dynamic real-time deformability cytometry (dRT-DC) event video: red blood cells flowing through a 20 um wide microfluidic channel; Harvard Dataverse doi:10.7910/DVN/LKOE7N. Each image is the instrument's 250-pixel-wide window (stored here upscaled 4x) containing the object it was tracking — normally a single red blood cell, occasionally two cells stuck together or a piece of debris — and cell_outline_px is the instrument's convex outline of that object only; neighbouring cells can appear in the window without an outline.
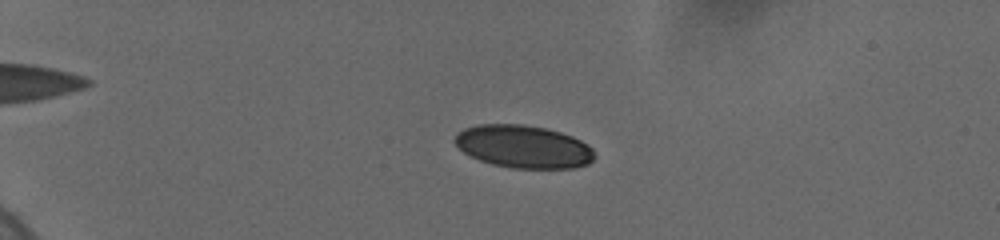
{"species": "human", "species_latin": "Homo sapiens", "temperature_condition": "cold", "stored_images_in_passage": 25, "camera_frame_rate_fps": 3000, "um_per_image_px": 0.085, "donor": {"sex": "female"}, "frame": {"image": 1, "passage_image": 3, "time_ms": 1.0, "image_size_px": [1000, 240], "cell_outline_px": [[596, 156], [588, 164], [572, 168], [512, 168], [492, 164], [480, 160], [464, 152], [452, 140], [456, 132], [464, 128], [476, 124], [524, 124], [548, 128], [572, 136], [588, 144], [592, 148]], "centroid_in_image_um": [44.48, 12.45], "position_along_channel_um": 40.5, "area_um2": 35.08}}
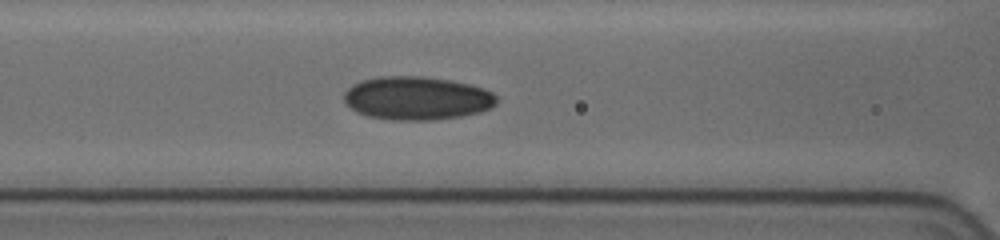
{"frame": {"image": 2, "passage_image": 16, "time_ms": 5.333, "image_size_px": [1000, 240], "cell_outline_px": [[496, 104], [492, 108], [480, 112], [460, 116], [432, 120], [392, 120], [368, 116], [356, 112], [344, 100], [344, 92], [352, 84], [360, 80], [380, 76], [420, 76], [452, 80], [484, 88], [492, 92], [496, 96]], "centroid_in_image_um": [35.43, 8.34], "position_along_channel_um": 131.2, "area_um2": 38.73}}
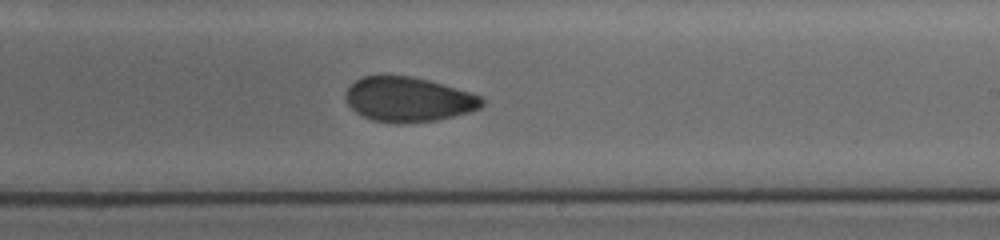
{"frame": {"image": 3, "passage_image": 25, "time_ms": 8.667, "image_size_px": [1000, 240], "cell_outline_px": [[484, 104], [480, 108], [468, 112], [436, 120], [400, 124], [396, 124], [372, 120], [356, 112], [344, 100], [344, 92], [356, 80], [364, 76], [412, 76], [428, 80], [468, 92], [480, 96], [484, 100]], "centroid_in_image_um": [34.67, 8.46], "position_along_channel_um": 254.3, "area_um2": 35.32}}